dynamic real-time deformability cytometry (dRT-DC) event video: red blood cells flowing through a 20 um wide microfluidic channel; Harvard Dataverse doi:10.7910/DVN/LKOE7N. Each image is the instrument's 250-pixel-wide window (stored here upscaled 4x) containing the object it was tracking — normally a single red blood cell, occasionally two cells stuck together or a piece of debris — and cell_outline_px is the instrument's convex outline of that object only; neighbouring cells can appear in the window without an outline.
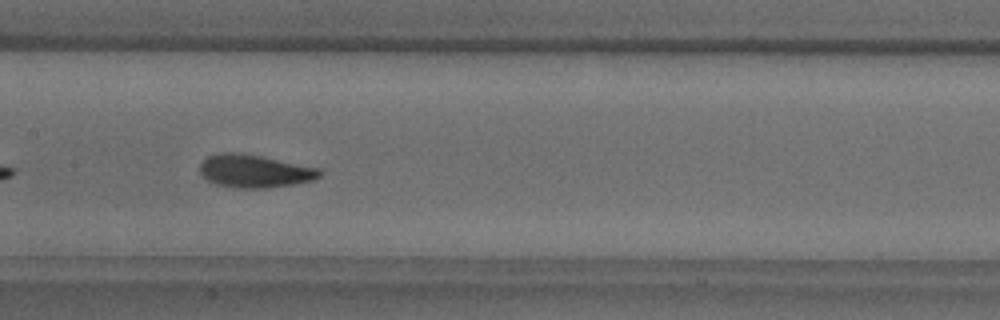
{"species": "common noctule bat (a hibernating species)", "species_latin": "Nyctalus noctula", "temperature_condition": "warm", "stored_images_in_passage": 39, "camera_frame_rate_fps": 3000, "um_per_image_px": 0.085, "animal": {"sex": "male", "body_mass_g": 18.8}, "frame": {"image": 1, "passage_image": 12, "time_ms": 3.667, "image_size_px": [1000, 320], "cell_outline_px": [[324, 172], [320, 176], [312, 180], [292, 184], [264, 188], [236, 188], [216, 184], [208, 180], [200, 172], [200, 164], [208, 156], [220, 152], [236, 152], [260, 156], [320, 168]], "centroid_in_image_um": [21.64, 14.54], "position_along_channel_um": 185.8, "area_um2": 22.83}}
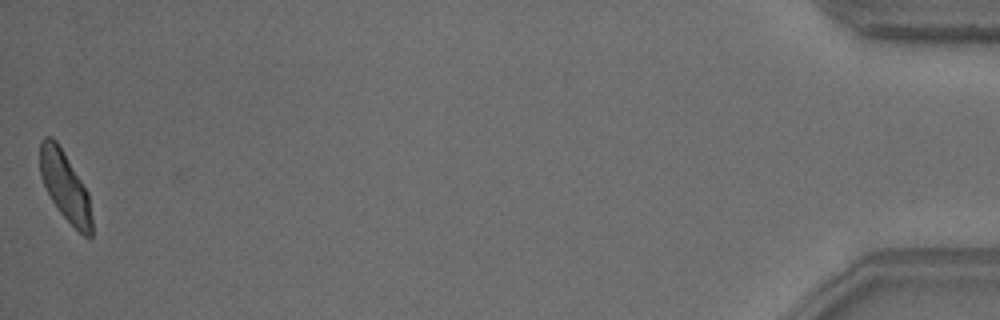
{"frame": {"image": 2, "passage_image": 39, "time_ms": 12.667, "image_size_px": [1000, 320], "cell_outline_px": [[92, 236], [84, 236], [60, 212], [52, 200], [40, 176], [40, 140], [44, 136], [52, 136], [56, 140], [88, 192], [92, 216]], "centroid_in_image_um": [5.53, 15.81], "position_along_channel_um": 429.7, "area_um2": 20.58}, "authors_computed_cell_mechanics": {"area_um2": 22.253, "velocity_mm_per_s": 3.807, "shape_relaxation_time_tau1_ms": 3.1641, "shape_relaxation_time_tau2_ms": 1.0523, "deformation_change_tau1": 0.1238, "deformation_change_tau2": 0.0637}}